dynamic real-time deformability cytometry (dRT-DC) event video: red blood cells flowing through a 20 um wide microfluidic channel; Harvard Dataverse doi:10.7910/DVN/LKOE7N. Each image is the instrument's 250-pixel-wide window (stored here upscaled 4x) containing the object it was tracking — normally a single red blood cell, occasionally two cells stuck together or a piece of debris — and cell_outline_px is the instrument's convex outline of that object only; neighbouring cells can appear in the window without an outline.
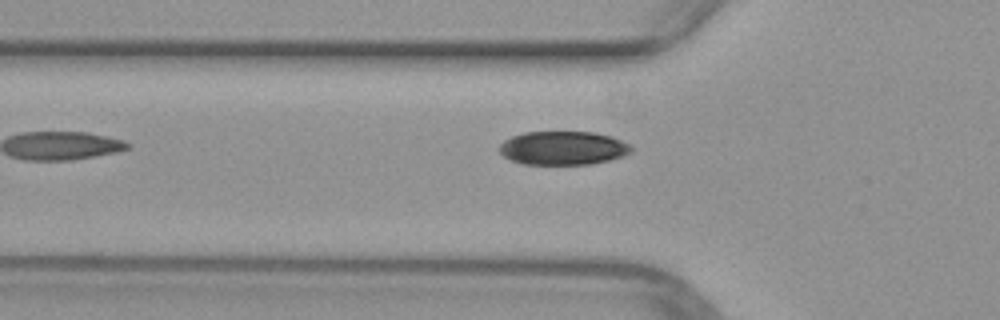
{"species": "common noctule bat (a hibernating species)", "species_latin": "Nyctalus noctula", "temperature_condition": "warm", "stored_images_in_passage": 32, "camera_frame_rate_fps": 3000, "um_per_image_px": 0.085, "animal": {"sex": "female", "body_mass_g": 29.2, "forearm_length_mm": 56.3}, "frame": {"image": 1, "passage_image": 4, "time_ms": 1.0, "image_size_px": [1000, 320], "cell_outline_px": [[632, 152], [624, 156], [592, 164], [524, 164], [512, 160], [504, 156], [500, 152], [500, 144], [504, 140], [512, 136], [524, 132], [596, 132], [612, 136], [632, 144]], "centroid_in_image_um": [47.91, 12.57], "position_along_channel_um": 77.9, "area_um2": 26.01}}
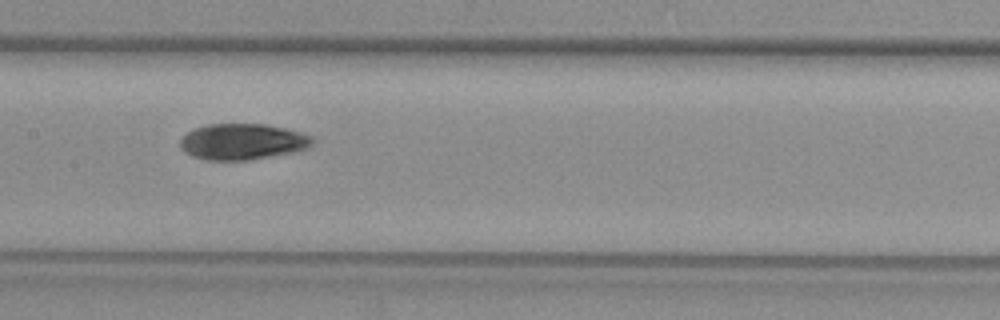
{"frame": {"image": 2, "passage_image": 12, "time_ms": 3.667, "image_size_px": [1000, 320], "cell_outline_px": [[316, 140], [308, 148], [296, 152], [248, 160], [208, 160], [192, 156], [184, 152], [180, 148], [180, 140], [192, 128], [208, 124], [264, 124], [284, 128], [300, 132], [312, 136]], "centroid_in_image_um": [20.63, 12.04], "position_along_channel_um": 186.8, "area_um2": 27.98}}
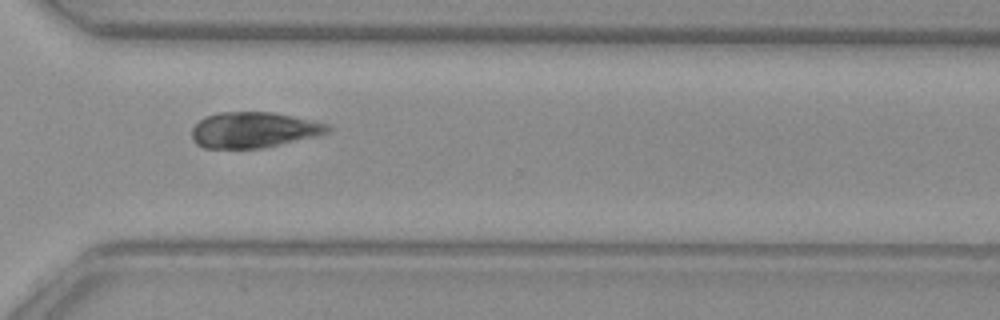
{"frame": {"image": 3, "passage_image": 24, "time_ms": 7.667, "image_size_px": [1000, 320], "cell_outline_px": [[332, 128], [328, 132], [316, 136], [264, 148], [204, 148], [196, 144], [192, 140], [192, 128], [200, 120], [208, 116], [220, 112], [272, 112], [312, 120], [328, 124]], "centroid_in_image_um": [21.56, 11.05], "position_along_channel_um": 349.0, "area_um2": 28.21}}